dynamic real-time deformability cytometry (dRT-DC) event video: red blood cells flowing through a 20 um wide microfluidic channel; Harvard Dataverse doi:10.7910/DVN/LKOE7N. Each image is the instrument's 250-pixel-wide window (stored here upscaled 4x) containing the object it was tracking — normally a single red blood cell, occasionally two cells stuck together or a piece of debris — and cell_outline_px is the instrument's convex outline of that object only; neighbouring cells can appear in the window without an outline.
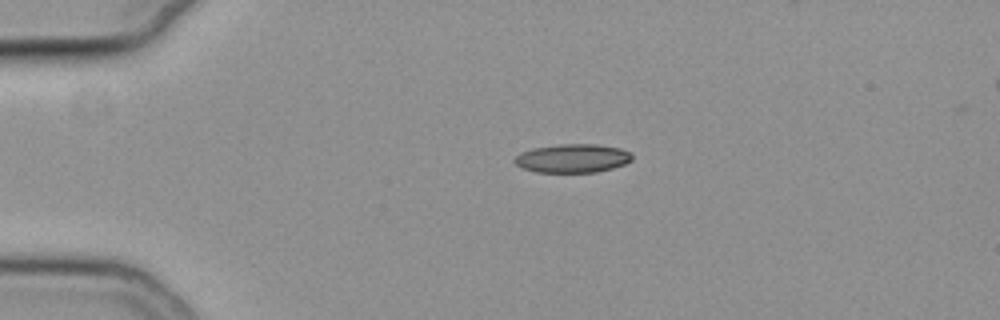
{"species": "common noctule bat (a hibernating species)", "species_latin": "Nyctalus noctula", "temperature_condition": "cold", "stored_images_in_passage": 9, "camera_frame_rate_fps": 3000, "um_per_image_px": 0.085, "animal": {"sex": "female", "body_mass_g": 19.3, "forearm_length_mm": 54.1}, "frame": {"image": 1, "passage_image": 1, "time_ms": 0.0, "image_size_px": [1000, 320], "cell_outline_px": [[632, 160], [624, 164], [612, 168], [596, 172], [536, 172], [524, 168], [516, 164], [512, 160], [520, 152], [532, 148], [560, 144], [596, 144], [620, 148], [628, 152], [632, 156]], "centroid_in_image_um": [48.64, 13.45], "position_along_channel_um": 36.4, "area_um2": 19.54}}
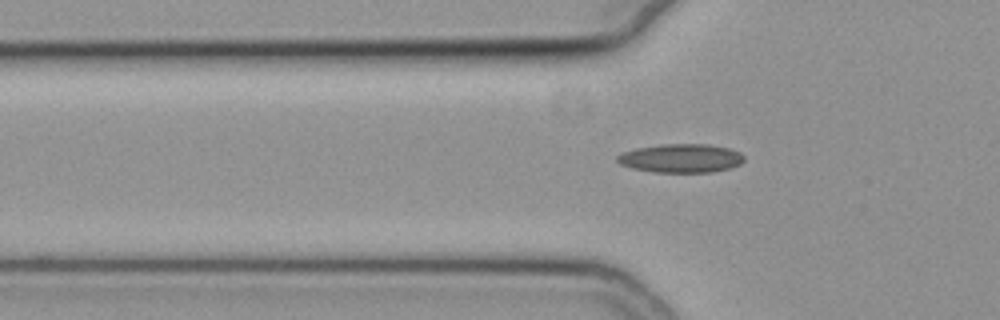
{"frame": {"image": 2, "passage_image": 7, "time_ms": 2.0, "image_size_px": [1000, 320], "cell_outline_px": [[744, 160], [740, 164], [732, 168], [712, 172], [652, 172], [632, 168], [620, 164], [616, 160], [616, 156], [624, 152], [636, 148], [664, 144], [708, 144], [728, 148], [740, 152], [744, 156]], "centroid_in_image_um": [57.9, 13.45], "position_along_channel_um": 67.9, "area_um2": 21.27}}